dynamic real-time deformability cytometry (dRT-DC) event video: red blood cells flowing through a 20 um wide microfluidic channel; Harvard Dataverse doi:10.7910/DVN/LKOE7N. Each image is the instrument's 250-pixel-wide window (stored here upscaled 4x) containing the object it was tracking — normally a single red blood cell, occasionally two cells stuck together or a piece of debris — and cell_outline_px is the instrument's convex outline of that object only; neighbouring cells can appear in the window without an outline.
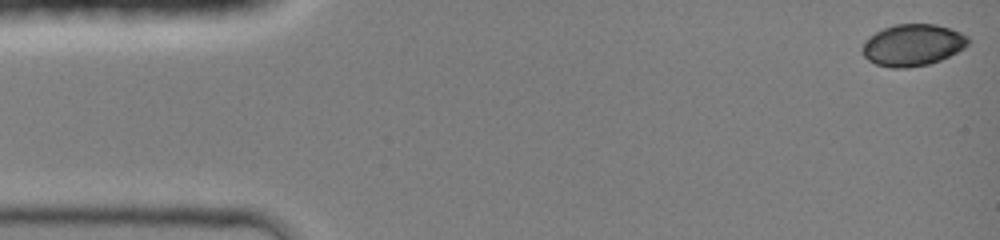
{"species": "common noctule bat (a hibernating species)", "species_latin": "Nyctalus noctula", "temperature_condition": "room temperature", "stored_images_in_passage": 44, "camera_frame_rate_fps": 3000, "um_per_image_px": 0.085, "animal": {"sex": "female", "body_mass_g": 19.0, "forearm_length_mm": 51.5}, "frame": {"image": 1, "passage_image": 1, "time_ms": 0.0, "image_size_px": [1000, 240], "cell_outline_px": [[968, 44], [964, 48], [940, 60], [928, 64], [908, 68], [892, 68], [876, 64], [868, 60], [860, 52], [860, 48], [864, 40], [876, 32], [884, 28], [896, 24], [936, 24], [960, 32], [968, 36]], "centroid_in_image_um": [77.53, 3.83], "position_along_channel_um": 7.5, "area_um2": 25.78}}
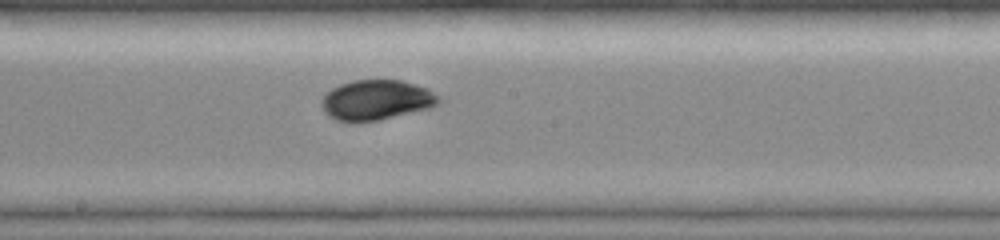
{"frame": {"image": 2, "passage_image": 24, "time_ms": 7.667, "image_size_px": [1000, 240], "cell_outline_px": [[444, 100], [440, 104], [432, 108], [380, 120], [336, 120], [328, 116], [324, 112], [320, 104], [320, 100], [332, 88], [340, 84], [352, 80], [400, 80], [428, 88], [440, 96]], "centroid_in_image_um": [32.05, 8.49], "position_along_channel_um": 216.2, "area_um2": 27.51}}
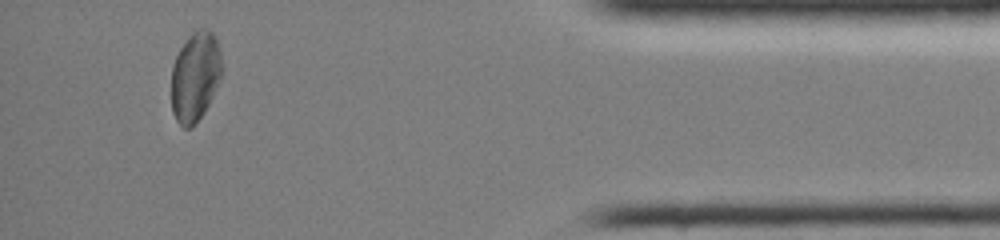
{"frame": {"image": 3, "passage_image": 41, "time_ms": 13.333, "image_size_px": [1000, 240], "cell_outline_px": [[220, 80], [204, 112], [196, 124], [192, 128], [184, 128], [176, 120], [172, 112], [172, 64], [180, 48], [188, 36], [196, 28], [208, 28], [216, 36], [220, 48]], "centroid_in_image_um": [16.58, 6.49], "position_along_channel_um": 418.6, "area_um2": 26.47}, "authors_computed_cell_mechanics": {"area_um2": 26.5013, "velocity_mm_per_s": 4.2778, "shape_relaxation_time_tau1_ms": 3.508, "shape_relaxation_time_tau2_ms": 2.9944, "deformation_change_tau1": 0.1018, "deformation_change_tau2": 0.035}}